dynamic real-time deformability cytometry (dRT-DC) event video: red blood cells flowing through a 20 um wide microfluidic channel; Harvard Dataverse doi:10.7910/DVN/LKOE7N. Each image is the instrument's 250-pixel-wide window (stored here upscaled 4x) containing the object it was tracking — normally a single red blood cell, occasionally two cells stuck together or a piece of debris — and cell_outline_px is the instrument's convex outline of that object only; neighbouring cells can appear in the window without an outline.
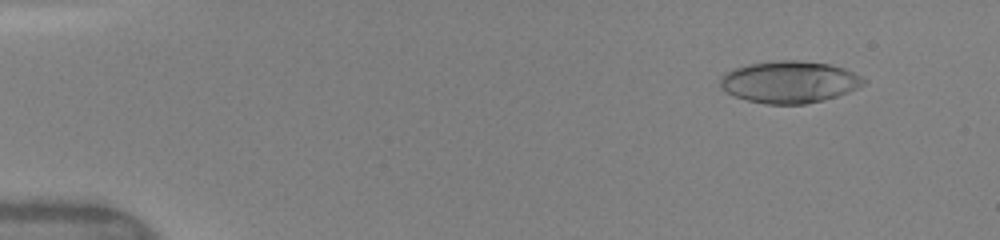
{"species": "human", "species_latin": "Homo sapiens", "temperature_condition": "warm", "stored_images_in_passage": 13, "camera_frame_rate_fps": 3000, "um_per_image_px": 0.085, "donor": {"sex": "female"}, "frame": {"image": 1, "passage_image": 3, "time_ms": 1.0, "image_size_px": [1000, 240], "cell_outline_px": [[868, 80], [864, 84], [848, 92], [824, 100], [804, 104], [764, 104], [748, 100], [736, 96], [720, 88], [720, 80], [728, 72], [736, 68], [748, 64], [780, 60], [796, 60], [828, 64], [844, 68]], "centroid_in_image_um": [67.12, 6.97], "position_along_channel_um": 17.9, "area_um2": 34.68}}
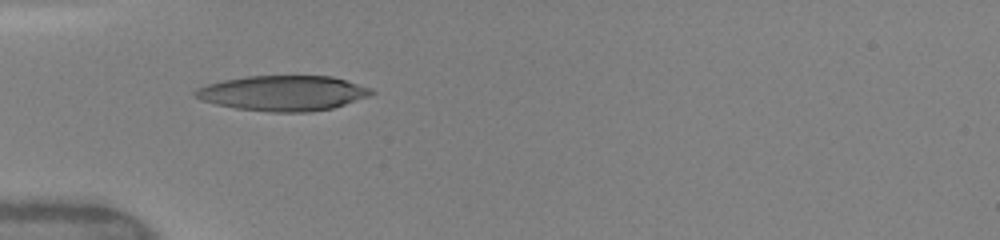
{"frame": {"image": 2, "passage_image": 10, "time_ms": 4.667, "image_size_px": [1000, 240], "cell_outline_px": [[376, 92], [368, 96], [332, 108], [308, 112], [272, 112], [236, 108], [216, 104], [200, 100], [192, 92], [196, 88], [208, 84], [224, 80], [248, 76], [332, 76], [372, 88]], "centroid_in_image_um": [24.05, 7.91], "position_along_channel_um": 61.0, "area_um2": 35.95}}
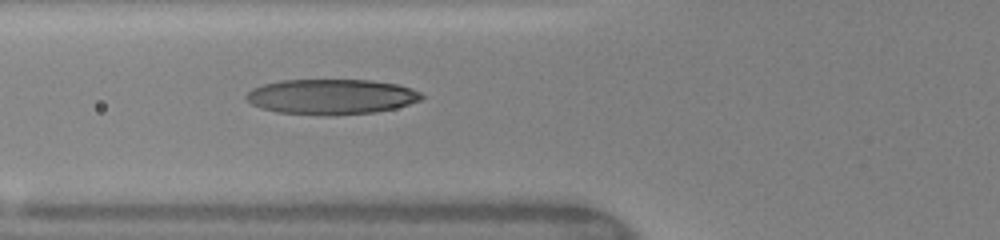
{"frame": {"image": 3, "passage_image": 13, "time_ms": 5.667, "image_size_px": [1000, 240], "cell_outline_px": [[424, 96], [420, 100], [396, 108], [376, 112], [332, 116], [276, 112], [260, 108], [252, 104], [244, 96], [252, 88], [264, 84], [280, 80], [372, 80], [396, 84], [412, 88], [420, 92]], "centroid_in_image_um": [28.16, 8.22], "position_along_channel_um": 97.6, "area_um2": 36.24}}